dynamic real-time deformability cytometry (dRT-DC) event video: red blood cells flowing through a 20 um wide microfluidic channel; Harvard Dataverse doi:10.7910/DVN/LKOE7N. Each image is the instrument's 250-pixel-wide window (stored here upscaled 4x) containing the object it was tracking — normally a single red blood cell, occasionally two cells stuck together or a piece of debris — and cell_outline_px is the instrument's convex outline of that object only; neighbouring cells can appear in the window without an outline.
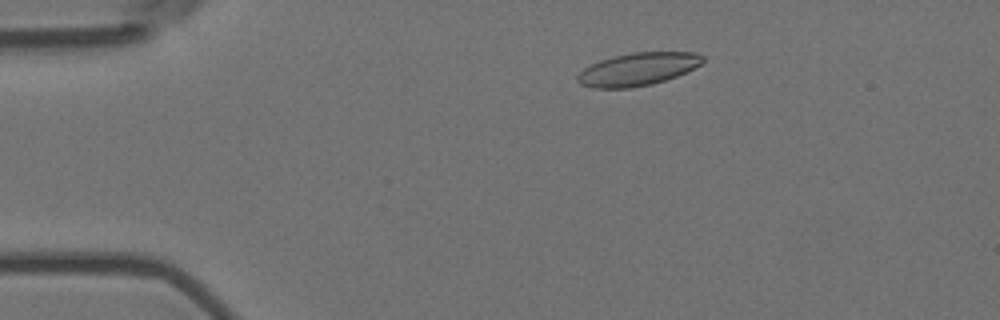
{"species": "Egyptian fruit bat (a non-hibernating species)", "species_latin": "Rousettus aegyptiacus", "temperature_condition": "room temperature", "stored_images_in_passage": 52, "camera_frame_rate_fps": 3000, "um_per_image_px": 0.085, "animal": {"sex": "female"}, "frame": {"image": 1, "passage_image": 6, "time_ms": 1.667, "image_size_px": [1000, 320], "cell_outline_px": [[704, 60], [700, 64], [688, 72], [652, 84], [628, 88], [592, 88], [580, 84], [576, 80], [576, 76], [584, 68], [600, 60], [612, 56], [632, 52], [696, 52], [704, 56]], "centroid_in_image_um": [54.21, 5.88], "position_along_channel_um": 30.8, "area_um2": 24.04}}
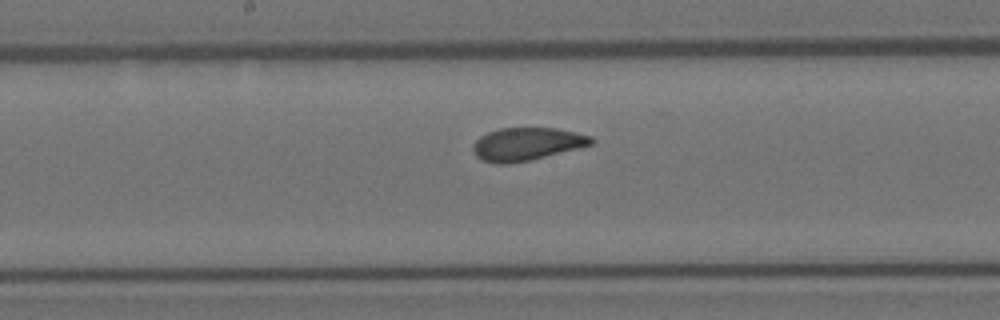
{"frame": {"image": 2, "passage_image": 25, "time_ms": 8.0, "image_size_px": [1000, 320], "cell_outline_px": [[596, 140], [592, 144], [532, 160], [508, 164], [496, 164], [480, 160], [476, 156], [472, 148], [476, 140], [480, 136], [488, 132], [500, 128], [556, 128], [592, 136]], "centroid_in_image_um": [44.76, 12.25], "position_along_channel_um": 203.4, "area_um2": 22.72}}
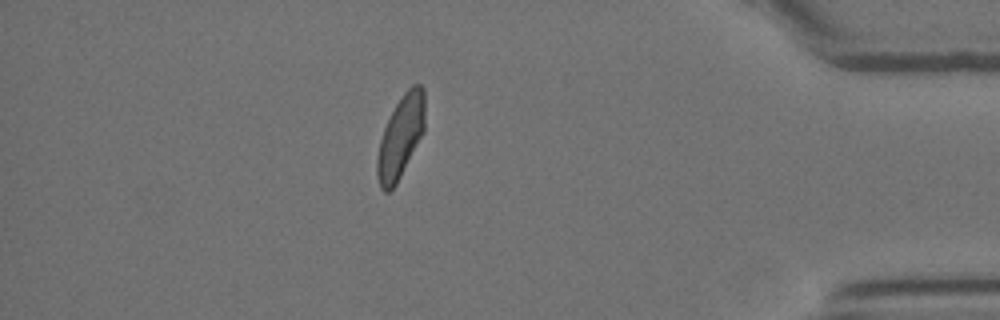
{"frame": {"image": 3, "passage_image": 45, "time_ms": 14.667, "image_size_px": [1000, 320], "cell_outline_px": [[424, 132], [396, 184], [388, 192], [384, 192], [380, 188], [376, 176], [376, 156], [380, 140], [384, 128], [396, 104], [404, 92], [412, 84], [420, 84], [424, 88]], "centroid_in_image_um": [34.04, 11.65], "position_along_channel_um": 401.2, "area_um2": 22.83}, "authors_computed_cell_mechanics": {"area_um2": 23.0622, "velocity_mm_per_s": 3.5709, "shape_relaxation_time_tau1_ms": 5.4941, "shape_relaxation_time_tau2_ms": 1.1436, "deformation_change_tau1": 0.1531, "deformation_change_tau2": 0.0615}}